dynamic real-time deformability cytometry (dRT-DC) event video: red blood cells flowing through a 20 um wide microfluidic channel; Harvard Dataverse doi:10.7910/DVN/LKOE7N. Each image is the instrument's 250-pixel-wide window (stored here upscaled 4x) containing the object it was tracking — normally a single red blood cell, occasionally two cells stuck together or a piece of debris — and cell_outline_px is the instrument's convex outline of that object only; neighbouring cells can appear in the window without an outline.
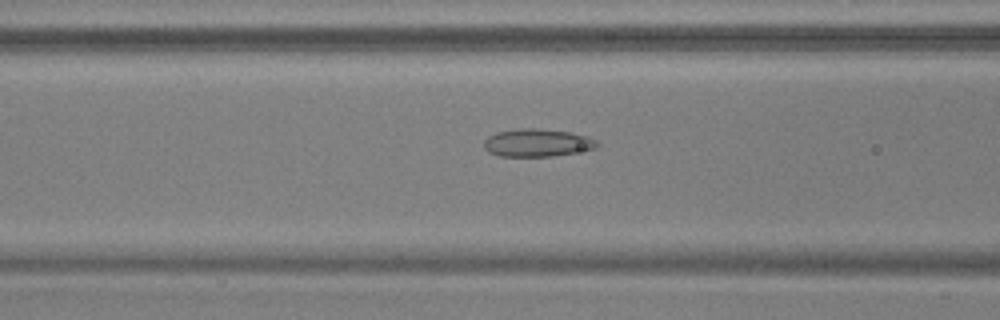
{"species": "common noctule bat (a hibernating species)", "species_latin": "Nyctalus noctula", "temperature_condition": "warm", "stored_images_in_passage": 55, "camera_frame_rate_fps": 3000, "um_per_image_px": 0.085, "animal": {"sex": "male", "body_mass_g": 17.9, "forearm_length_mm": 54.2}, "frame": {"image": 1, "passage_image": 23, "time_ms": 7.333, "image_size_px": [1000, 320], "cell_outline_px": [[600, 144], [596, 148], [552, 156], [500, 156], [488, 152], [484, 148], [484, 140], [488, 136], [496, 132], [520, 128], [536, 128], [568, 132], [588, 136], [596, 140]], "centroid_in_image_um": [45.64, 12.13], "position_along_channel_um": 121.0, "area_um2": 18.26}}
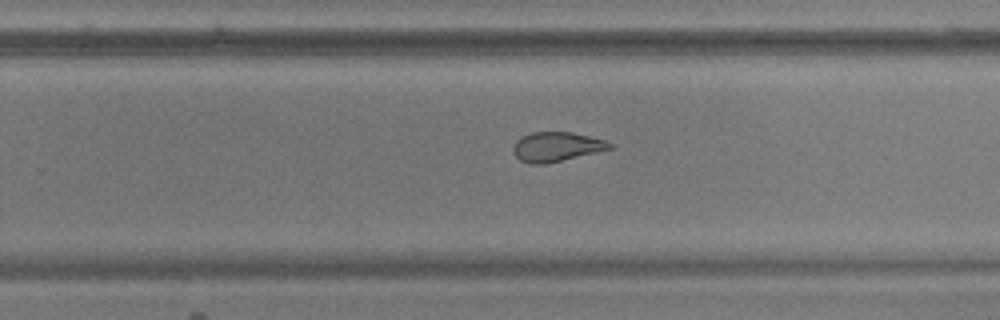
{"frame": {"image": 2, "passage_image": 36, "time_ms": 11.667, "image_size_px": [1000, 320], "cell_outline_px": [[612, 148], [596, 152], [544, 164], [528, 164], [520, 160], [512, 152], [512, 148], [516, 140], [520, 136], [532, 132], [572, 132], [604, 140], [612, 144]], "centroid_in_image_um": [47.23, 12.47], "position_along_channel_um": 282.6, "area_um2": 16.47}}
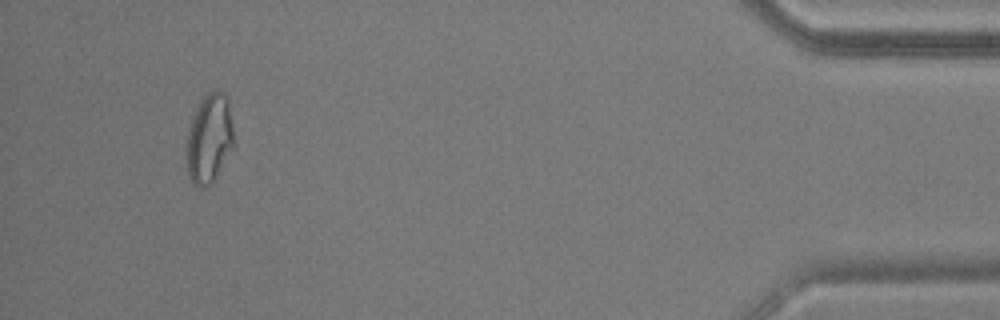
{"frame": {"image": 3, "passage_image": 52, "time_ms": 17.0, "image_size_px": [1000, 320], "cell_outline_px": [[232, 148], [212, 180], [204, 188], [200, 188], [192, 184], [188, 176], [188, 128], [196, 108], [200, 100], [208, 92], [216, 88], [224, 92], [228, 96], [232, 128]], "centroid_in_image_um": [17.78, 11.7], "position_along_channel_um": 417.4, "area_um2": 23.99}, "authors_computed_cell_mechanics": {"area_um2": 20.23, "velocity_mm_per_s": 3.7336, "shape_relaxation_time_tau1_ms": null, "shape_relaxation_time_tau2_ms": 2.1428, "deformation_change_tau1": null, "deformation_change_tau2": 0.0774}}